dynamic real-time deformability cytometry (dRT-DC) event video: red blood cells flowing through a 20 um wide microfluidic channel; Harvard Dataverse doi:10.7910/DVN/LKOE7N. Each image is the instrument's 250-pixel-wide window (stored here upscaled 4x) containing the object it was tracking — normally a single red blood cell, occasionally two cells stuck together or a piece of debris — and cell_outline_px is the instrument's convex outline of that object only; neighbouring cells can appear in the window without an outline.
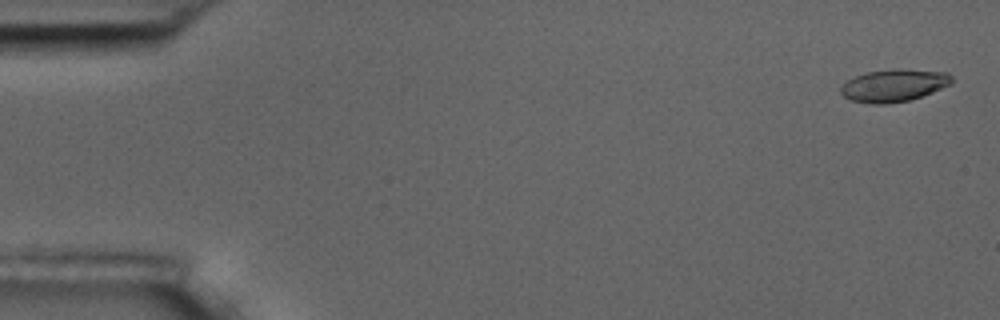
{"species": "common noctule bat (a hibernating species)", "species_latin": "Nyctalus noctula", "temperature_condition": "room temperature", "stored_images_in_passage": 5, "camera_frame_rate_fps": 3000, "um_per_image_px": 0.085, "animal": {"sex": "male", "body_mass_g": 17.5, "forearm_length_mm": 52.3}, "frame": {"image": 1, "passage_image": 1, "time_ms": 0.0, "image_size_px": [1000, 320], "cell_outline_px": [[952, 84], [932, 92], [908, 100], [888, 104], [872, 104], [852, 100], [844, 96], [840, 92], [840, 88], [848, 80], [856, 76], [868, 72], [900, 68], [948, 72], [952, 76]], "centroid_in_image_um": [76.01, 7.25], "position_along_channel_um": 9.0, "area_um2": 20.87}}
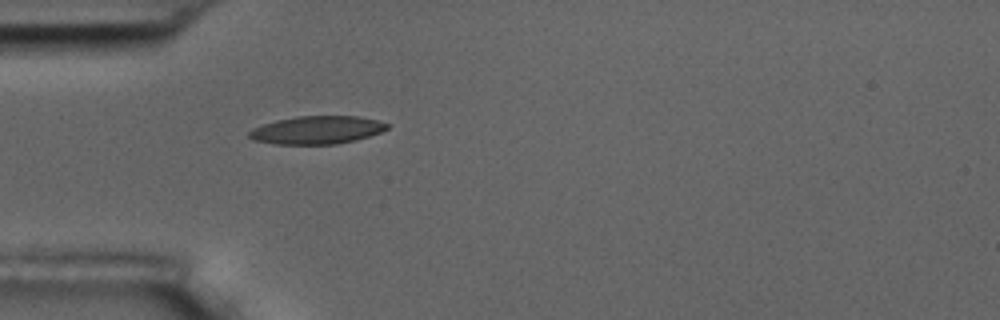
{"frame": {"image": 2, "passage_image": 5, "time_ms": 5.0, "image_size_px": [1000, 320], "cell_outline_px": [[388, 128], [380, 132], [356, 140], [336, 144], [272, 144], [252, 140], [248, 136], [248, 132], [252, 128], [276, 120], [296, 116], [360, 116], [376, 120], [388, 124]], "centroid_in_image_um": [26.89, 11.05], "position_along_channel_um": 58.1, "area_um2": 22.54}}